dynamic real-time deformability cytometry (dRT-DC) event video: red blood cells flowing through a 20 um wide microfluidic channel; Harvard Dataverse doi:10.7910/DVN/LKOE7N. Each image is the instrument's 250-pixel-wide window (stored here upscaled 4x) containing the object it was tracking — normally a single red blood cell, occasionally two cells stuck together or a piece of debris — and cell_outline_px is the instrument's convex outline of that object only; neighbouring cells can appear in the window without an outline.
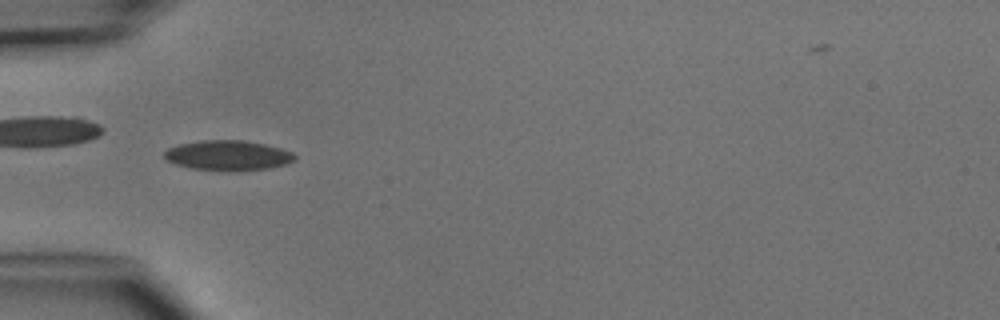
{"species": "common noctule bat (a hibernating species)", "species_latin": "Nyctalus noctula", "temperature_condition": "cold", "stored_images_in_passage": 5, "camera_frame_rate_fps": 3000, "um_per_image_px": 0.085, "animal": {"sex": "male", "body_mass_g": 15.6}, "frame": {"image": 1, "passage_image": 5, "time_ms": 4.667, "image_size_px": [1000, 320], "cell_outline_px": [[296, 160], [288, 164], [268, 168], [228, 172], [192, 168], [176, 164], [168, 160], [164, 156], [164, 152], [168, 148], [180, 144], [200, 140], [244, 140], [264, 144], [280, 148], [292, 152], [296, 156]], "centroid_in_image_um": [19.41, 13.22], "position_along_channel_um": 65.6, "area_um2": 22.95}}